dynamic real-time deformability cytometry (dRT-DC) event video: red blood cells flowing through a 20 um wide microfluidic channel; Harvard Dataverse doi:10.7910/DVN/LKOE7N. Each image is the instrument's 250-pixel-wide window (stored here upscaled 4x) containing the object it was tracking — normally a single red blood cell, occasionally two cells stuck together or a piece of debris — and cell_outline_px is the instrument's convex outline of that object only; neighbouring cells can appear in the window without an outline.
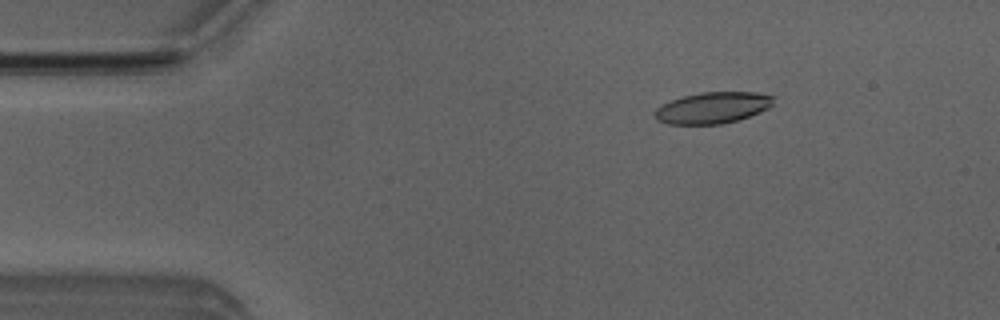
{"species": "Egyptian fruit bat (a non-hibernating species)", "species_latin": "Rousettus aegyptiacus", "temperature_condition": "room temperature", "stored_images_in_passage": 52, "camera_frame_rate_fps": 3000, "um_per_image_px": 0.085, "animal": {"sex": "male"}, "frame": {"image": 1, "passage_image": 8, "time_ms": 2.333, "image_size_px": [1000, 320], "cell_outline_px": [[776, 96], [772, 104], [768, 108], [760, 112], [736, 120], [720, 124], [668, 124], [656, 120], [652, 116], [652, 112], [656, 108], [672, 100], [684, 96], [700, 92], [756, 92]], "centroid_in_image_um": [60.55, 9.15], "position_along_channel_um": 24.4, "area_um2": 21.73}}
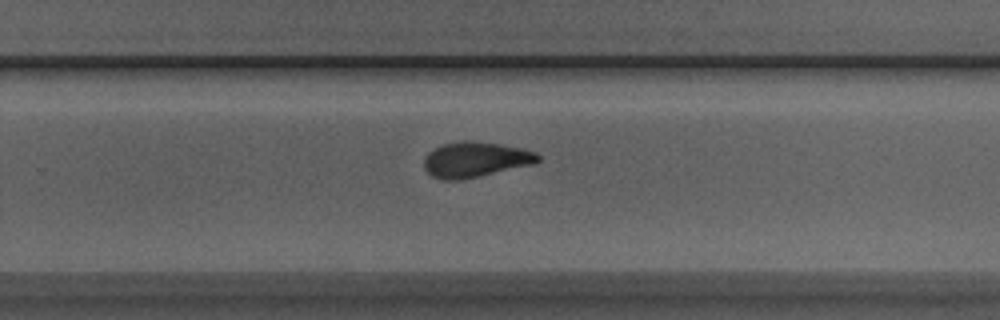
{"frame": {"image": 2, "passage_image": 33, "time_ms": 10.667, "image_size_px": [1000, 320], "cell_outline_px": [[540, 160], [536, 164], [480, 176], [456, 180], [440, 180], [432, 176], [424, 168], [424, 156], [428, 152], [444, 144], [460, 140], [464, 140], [500, 144], [520, 148], [536, 152], [540, 156]], "centroid_in_image_um": [40.41, 13.57], "position_along_channel_um": 289.4, "area_um2": 23.52}}
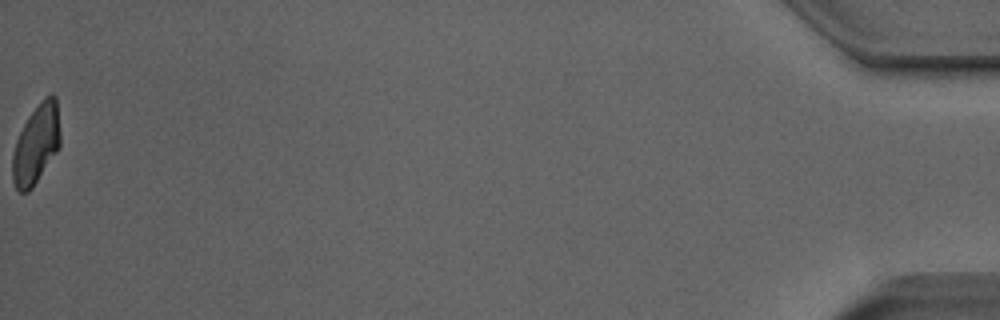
{"frame": {"image": 3, "passage_image": 52, "time_ms": 17.0, "image_size_px": [1000, 320], "cell_outline_px": [[60, 148], [32, 188], [28, 192], [20, 192], [16, 188], [12, 180], [12, 156], [16, 140], [28, 116], [44, 96], [52, 92], [56, 96], [60, 136]], "centroid_in_image_um": [3.08, 12.25], "position_along_channel_um": 432.1, "area_um2": 22.25}, "authors_computed_cell_mechanics": {"area_um2": 22.831, "velocity_mm_per_s": 3.9751, "shape_relaxation_time_tau1_ms": 7.4042, "shape_relaxation_time_tau2_ms": 2.074, "deformation_change_tau1": 0.1798, "deformation_change_tau2": 0.0909}}